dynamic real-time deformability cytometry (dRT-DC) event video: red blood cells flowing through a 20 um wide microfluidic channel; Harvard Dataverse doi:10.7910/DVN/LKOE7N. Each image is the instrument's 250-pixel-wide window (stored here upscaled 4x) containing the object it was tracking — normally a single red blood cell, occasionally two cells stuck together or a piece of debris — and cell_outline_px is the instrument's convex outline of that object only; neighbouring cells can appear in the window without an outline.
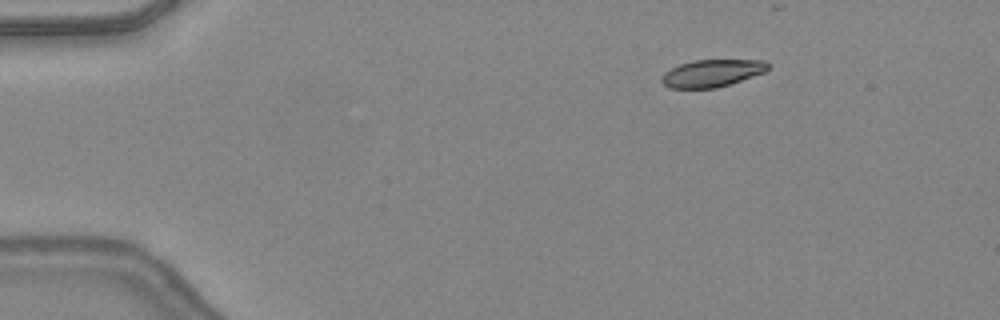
{"species": "common noctule bat (a hibernating species)", "species_latin": "Nyctalus noctula", "temperature_condition": "warm", "stored_images_in_passage": 20, "camera_frame_rate_fps": 3000, "um_per_image_px": 0.085, "animal": {"sex": "female", "body_mass_g": 24.6, "forearm_length_mm": 56.2}, "frame": {"image": 1, "passage_image": 1, "time_ms": 0.0, "image_size_px": [1000, 320], "cell_outline_px": [[768, 68], [764, 72], [716, 88], [668, 88], [660, 80], [660, 76], [664, 72], [680, 64], [692, 60], [764, 60], [768, 64]], "centroid_in_image_um": [60.46, 6.22], "position_along_channel_um": 24.5, "area_um2": 16.76}}
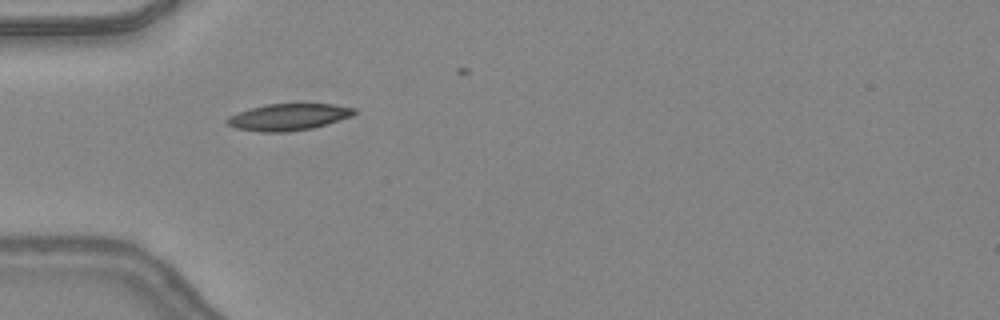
{"frame": {"image": 2, "passage_image": 9, "time_ms": 2.667, "image_size_px": [1000, 320], "cell_outline_px": [[356, 112], [352, 116], [312, 128], [288, 132], [260, 132], [236, 128], [228, 124], [224, 120], [228, 116], [236, 112], [268, 104], [332, 104], [356, 108]], "centroid_in_image_um": [24.49, 9.95], "position_along_channel_um": 60.5, "area_um2": 19.71}}
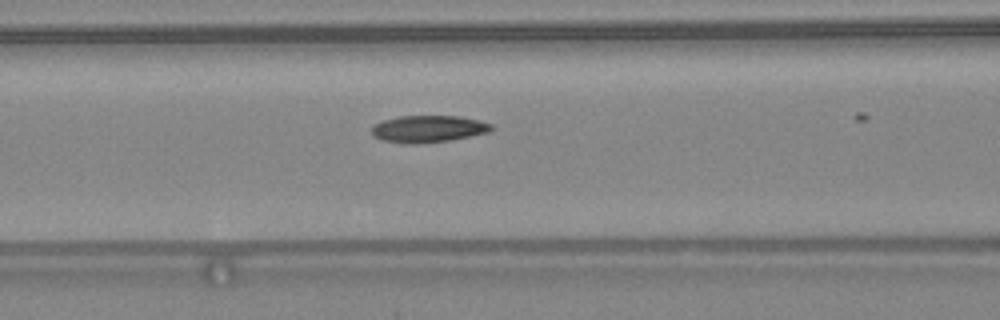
{"frame": {"image": 3, "passage_image": 14, "time_ms": 4.333, "image_size_px": [1000, 320], "cell_outline_px": [[492, 128], [488, 132], [472, 136], [452, 140], [420, 144], [404, 144], [380, 140], [372, 136], [372, 124], [384, 120], [400, 116], [460, 116], [480, 120], [492, 124]], "centroid_in_image_um": [36.37, 10.97], "position_along_channel_um": 130.2, "area_um2": 19.13}}